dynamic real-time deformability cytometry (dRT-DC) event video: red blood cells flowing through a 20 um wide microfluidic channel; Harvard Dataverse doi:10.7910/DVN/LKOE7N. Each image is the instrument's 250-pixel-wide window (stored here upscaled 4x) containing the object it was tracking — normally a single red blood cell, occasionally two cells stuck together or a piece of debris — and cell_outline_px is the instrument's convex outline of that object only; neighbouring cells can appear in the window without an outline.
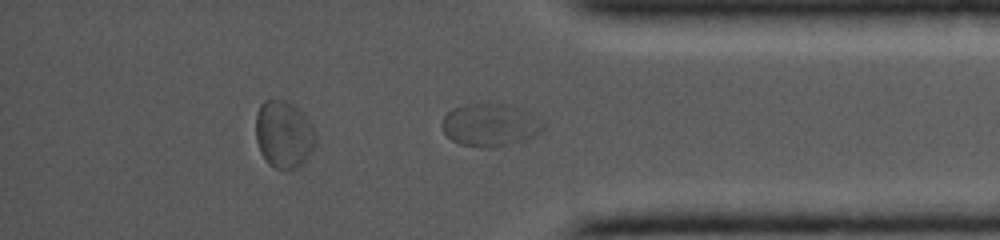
{"species": "common noctule bat (a hibernating species)", "species_latin": "Nyctalus noctula", "temperature_condition": "cold", "stored_images_in_passage": 25, "camera_frame_rate_fps": 5000, "um_per_image_px": 0.085, "animal": {"sex": "female", "body_mass_g": 19.0, "forearm_length_mm": 56.7}, "frame": {"image": 1, "passage_image": 22, "time_ms": 8.4, "image_size_px": [1000, 240], "cell_outline_px": [[544, 128], [540, 132], [524, 140], [492, 148], [480, 148], [460, 144], [452, 140], [444, 132], [444, 116], [448, 112], [464, 104], [504, 104], [520, 108], [544, 124]], "centroid_in_image_um": [41.64, 10.64], "position_along_channel_um": 393.6, "area_um2": 24.57}}